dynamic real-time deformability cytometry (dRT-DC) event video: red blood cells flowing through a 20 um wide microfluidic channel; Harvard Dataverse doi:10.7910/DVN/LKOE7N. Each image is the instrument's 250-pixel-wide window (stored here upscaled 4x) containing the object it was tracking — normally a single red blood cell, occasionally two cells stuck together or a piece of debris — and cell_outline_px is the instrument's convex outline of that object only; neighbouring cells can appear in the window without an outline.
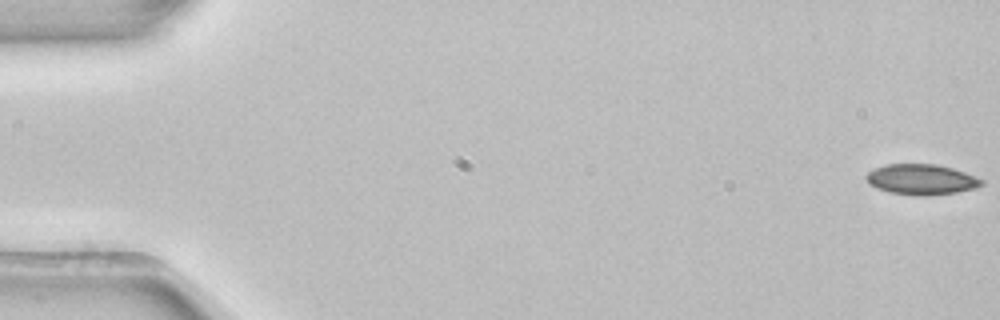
{"species": "common noctule bat (a hibernating species)", "species_latin": "Nyctalus noctula", "temperature_condition": "room temperature", "stored_images_in_passage": 5, "camera_frame_rate_fps": 3000, "um_per_image_px": 0.085, "animal": {"sex": "female", "body_mass_g": 22.7, "forearm_length_mm": 54.2}, "frame": {"image": 1, "passage_image": 1, "time_ms": 0.0, "image_size_px": [1000, 320], "cell_outline_px": [[984, 184], [976, 188], [956, 192], [928, 196], [920, 196], [892, 192], [876, 188], [868, 184], [864, 176], [872, 168], [884, 164], [936, 164], [952, 168], [964, 172], [984, 180]], "centroid_in_image_um": [78.29, 15.25], "position_along_channel_um": 6.7, "area_um2": 20.63}}
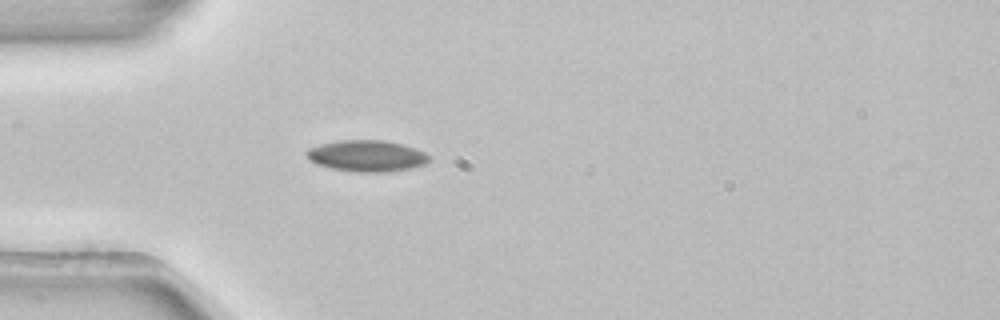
{"frame": {"image": 2, "passage_image": 5, "time_ms": 1.333, "image_size_px": [1000, 320], "cell_outline_px": [[432, 160], [424, 164], [412, 168], [388, 172], [356, 172], [332, 168], [316, 164], [308, 160], [304, 152], [308, 148], [320, 144], [340, 140], [384, 140], [416, 148], [432, 156]], "centroid_in_image_um": [31.18, 13.25], "position_along_channel_um": 53.8, "area_um2": 22.66}}